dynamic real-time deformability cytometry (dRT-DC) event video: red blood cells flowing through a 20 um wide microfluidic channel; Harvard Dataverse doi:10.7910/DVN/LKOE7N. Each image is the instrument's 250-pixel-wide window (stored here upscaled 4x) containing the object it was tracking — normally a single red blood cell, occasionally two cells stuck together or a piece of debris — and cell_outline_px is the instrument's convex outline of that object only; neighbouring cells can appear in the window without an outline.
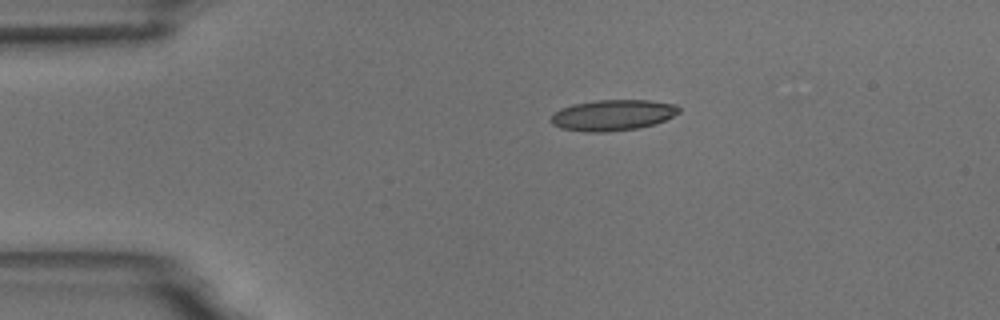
{"species": "common noctule bat (a hibernating species)", "species_latin": "Nyctalus noctula", "temperature_condition": "room temperature", "stored_images_in_passage": 3, "camera_frame_rate_fps": 3000, "um_per_image_px": 0.085, "animal": {"sex": "male", "body_mass_g": 18.8}, "frame": {"image": 1, "passage_image": 1, "time_ms": 0.0, "image_size_px": [1000, 320], "cell_outline_px": [[680, 112], [664, 120], [640, 128], [604, 132], [584, 132], [560, 128], [552, 124], [552, 116], [560, 108], [572, 104], [596, 100], [648, 100], [676, 104], [680, 108]], "centroid_in_image_um": [52.08, 9.78], "position_along_channel_um": 32.9, "area_um2": 23.0}}
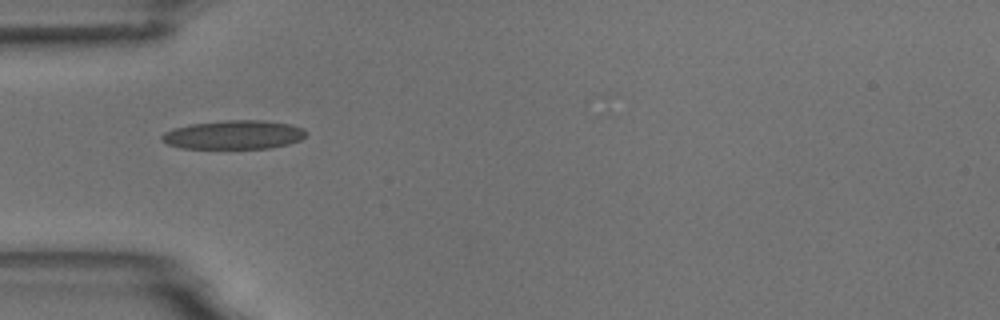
{"frame": {"image": 2, "passage_image": 3, "time_ms": 2.0, "image_size_px": [1000, 320], "cell_outline_px": [[308, 132], [300, 140], [288, 144], [268, 148], [180, 148], [168, 144], [160, 140], [160, 136], [164, 132], [172, 128], [192, 124], [224, 120], [264, 120], [292, 124], [304, 128]], "centroid_in_image_um": [19.87, 11.45], "position_along_channel_um": 65.1, "area_um2": 24.39}}